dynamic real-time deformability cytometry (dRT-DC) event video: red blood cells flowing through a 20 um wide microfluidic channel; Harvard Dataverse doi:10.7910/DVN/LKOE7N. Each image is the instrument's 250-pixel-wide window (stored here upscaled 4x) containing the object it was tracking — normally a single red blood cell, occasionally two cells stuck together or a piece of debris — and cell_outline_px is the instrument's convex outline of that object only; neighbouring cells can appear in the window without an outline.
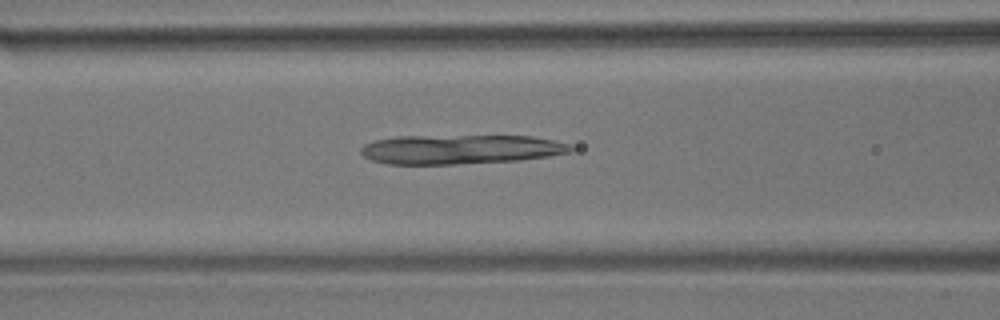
{"species": "common noctule bat (a hibernating species)", "species_latin": "Nyctalus noctula", "temperature_condition": "room temperature", "stored_images_in_passage": 52, "camera_frame_rate_fps": 3000, "um_per_image_px": 0.085, "animal": {"sex": "male", "body_mass_g": 17.9}, "frame": {"image": 1, "passage_image": 19, "time_ms": 6.0, "image_size_px": [1000, 320], "cell_outline_px": [[576, 148], [568, 152], [548, 156], [520, 160], [456, 164], [384, 164], [372, 160], [364, 156], [360, 152], [360, 148], [364, 144], [372, 140], [396, 136], [532, 136], [552, 140], [568, 144]], "centroid_in_image_um": [39.08, 12.69], "position_along_channel_um": 127.5, "area_um2": 35.95}}
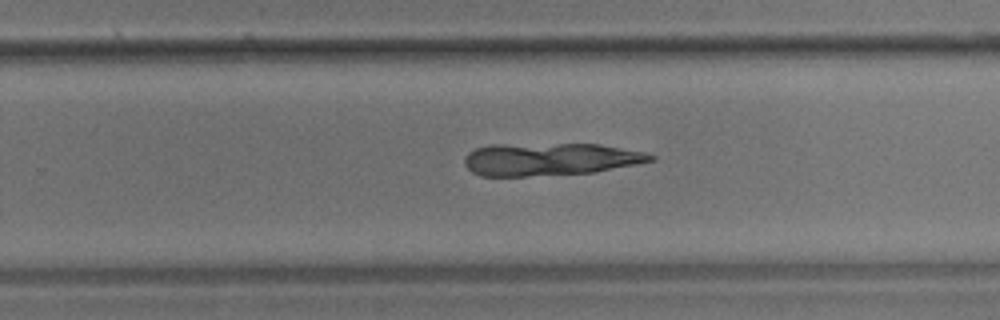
{"frame": {"image": 2, "passage_image": 32, "time_ms": 10.333, "image_size_px": [1000, 320], "cell_outline_px": [[656, 160], [636, 164], [592, 172], [528, 176], [480, 176], [472, 172], [464, 164], [464, 156], [468, 152], [476, 148], [492, 144], [600, 144], [644, 152], [656, 156]], "centroid_in_image_um": [46.71, 13.53], "position_along_channel_um": 283.1, "area_um2": 35.32}}
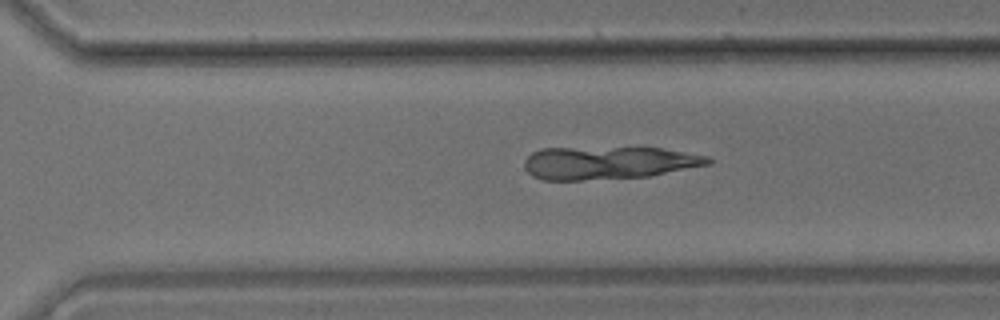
{"frame": {"image": 3, "passage_image": 35, "time_ms": 11.333, "image_size_px": [1000, 320], "cell_outline_px": [[712, 164], [648, 176], [580, 180], [544, 180], [532, 176], [524, 168], [524, 160], [532, 152], [544, 148], [660, 148], [708, 156], [712, 160]], "centroid_in_image_um": [51.7, 13.84], "position_along_channel_um": 318.9, "area_um2": 34.91}}